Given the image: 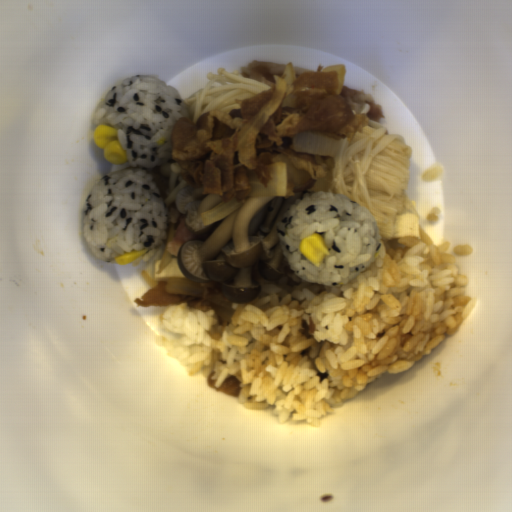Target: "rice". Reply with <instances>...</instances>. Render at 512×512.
I'll use <instances>...</instances> for the list:
<instances>
[{
  "label": "rice",
  "instance_id": "obj_1",
  "mask_svg": "<svg viewBox=\"0 0 512 512\" xmlns=\"http://www.w3.org/2000/svg\"><path fill=\"white\" fill-rule=\"evenodd\" d=\"M380 240L377 259L338 287L269 281L257 259L252 279L260 292L252 302H231V320L218 340L206 332L216 310L186 302L167 306L155 341L190 377L215 371L219 388L235 376L245 409H270L280 424L319 428L335 407L384 374L412 369L477 305L449 242Z\"/></svg>",
  "mask_w": 512,
  "mask_h": 512
},
{
  "label": "rice",
  "instance_id": "obj_2",
  "mask_svg": "<svg viewBox=\"0 0 512 512\" xmlns=\"http://www.w3.org/2000/svg\"><path fill=\"white\" fill-rule=\"evenodd\" d=\"M190 119L182 95L158 76L125 78L98 103L94 124L116 130L130 167L99 179L84 205V237L100 259L152 250L168 231L164 196L152 175L169 160L178 119ZM146 251V252H147Z\"/></svg>",
  "mask_w": 512,
  "mask_h": 512
},
{
  "label": "rice",
  "instance_id": "obj_3",
  "mask_svg": "<svg viewBox=\"0 0 512 512\" xmlns=\"http://www.w3.org/2000/svg\"><path fill=\"white\" fill-rule=\"evenodd\" d=\"M280 250L293 274L324 287H339L367 270L378 258L382 241L375 216L362 205L333 191H308L280 216L276 226ZM321 234L330 251L320 267L298 251L299 242Z\"/></svg>",
  "mask_w": 512,
  "mask_h": 512
},
{
  "label": "rice",
  "instance_id": "obj_4",
  "mask_svg": "<svg viewBox=\"0 0 512 512\" xmlns=\"http://www.w3.org/2000/svg\"><path fill=\"white\" fill-rule=\"evenodd\" d=\"M177 224L178 222L167 221V231L162 243L131 261V265L136 267L139 264H144L143 271L147 272L155 280L154 264L156 261L162 260L164 250L166 249L169 252L171 258L176 259L180 248L183 247L173 243V233Z\"/></svg>",
  "mask_w": 512,
  "mask_h": 512
},
{
  "label": "rice",
  "instance_id": "obj_5",
  "mask_svg": "<svg viewBox=\"0 0 512 512\" xmlns=\"http://www.w3.org/2000/svg\"><path fill=\"white\" fill-rule=\"evenodd\" d=\"M444 175V168L439 164H433L427 167L423 172L421 179L423 182H430L434 180H438L440 177Z\"/></svg>",
  "mask_w": 512,
  "mask_h": 512
},
{
  "label": "rice",
  "instance_id": "obj_6",
  "mask_svg": "<svg viewBox=\"0 0 512 512\" xmlns=\"http://www.w3.org/2000/svg\"><path fill=\"white\" fill-rule=\"evenodd\" d=\"M403 214H413L414 216L418 217V219H419V217H420L419 206L415 200H410V199L406 198L405 209H404Z\"/></svg>",
  "mask_w": 512,
  "mask_h": 512
},
{
  "label": "rice",
  "instance_id": "obj_7",
  "mask_svg": "<svg viewBox=\"0 0 512 512\" xmlns=\"http://www.w3.org/2000/svg\"><path fill=\"white\" fill-rule=\"evenodd\" d=\"M453 253L458 256L471 255L473 253L472 247L468 245L455 246L452 249Z\"/></svg>",
  "mask_w": 512,
  "mask_h": 512
},
{
  "label": "rice",
  "instance_id": "obj_8",
  "mask_svg": "<svg viewBox=\"0 0 512 512\" xmlns=\"http://www.w3.org/2000/svg\"><path fill=\"white\" fill-rule=\"evenodd\" d=\"M442 210L440 208H432L427 214L426 220L428 223L437 222L441 216Z\"/></svg>",
  "mask_w": 512,
  "mask_h": 512
}]
</instances>
